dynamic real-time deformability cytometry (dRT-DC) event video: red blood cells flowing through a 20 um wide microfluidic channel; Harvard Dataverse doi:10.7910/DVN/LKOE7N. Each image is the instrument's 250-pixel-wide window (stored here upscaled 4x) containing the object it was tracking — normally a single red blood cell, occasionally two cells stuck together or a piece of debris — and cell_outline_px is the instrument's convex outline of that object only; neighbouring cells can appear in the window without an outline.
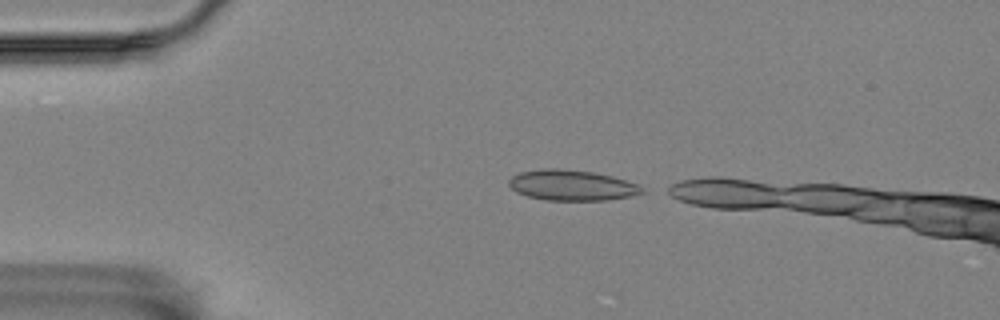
{"species": "Egyptian fruit bat (a non-hibernating species)", "species_latin": "Rousettus aegyptiacus", "temperature_condition": "room temperature", "stored_images_in_passage": 3, "camera_frame_rate_fps": 3000, "um_per_image_px": 0.085, "animal": {"sex": "female"}, "frame": {"image": 1, "passage_image": 1, "time_ms": 0.0, "image_size_px": [1000, 320], "cell_outline_px": [[644, 192], [632, 196], [604, 200], [544, 200], [528, 196], [516, 192], [508, 184], [508, 180], [512, 176], [520, 172], [540, 168], [560, 168], [592, 172], [612, 176], [636, 184], [644, 188]], "centroid_in_image_um": [48.57, 15.74], "position_along_channel_um": 36.4, "area_um2": 23.7}}